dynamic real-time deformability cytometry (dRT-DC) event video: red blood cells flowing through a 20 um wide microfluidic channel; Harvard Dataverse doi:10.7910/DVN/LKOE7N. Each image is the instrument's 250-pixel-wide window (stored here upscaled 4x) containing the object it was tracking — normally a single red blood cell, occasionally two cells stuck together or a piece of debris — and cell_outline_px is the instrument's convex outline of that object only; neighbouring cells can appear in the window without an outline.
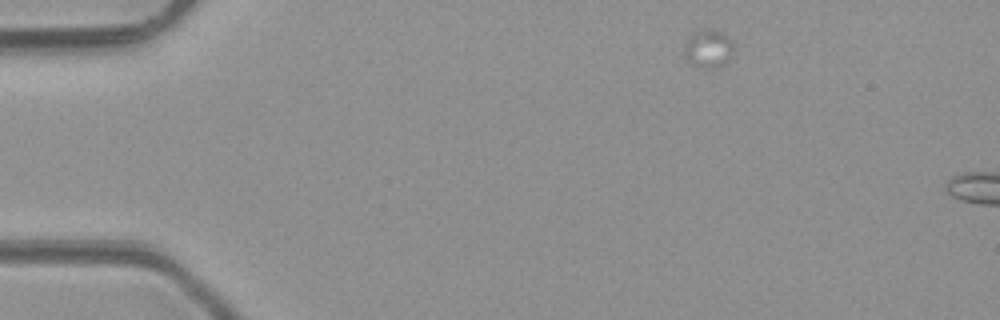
{"species": "common noctule bat (a hibernating species)", "species_latin": "Nyctalus noctula", "temperature_condition": "room temperature", "stored_images_in_passage": 2, "camera_frame_rate_fps": 3000, "um_per_image_px": 0.085, "animal": {"sex": "male", "body_mass_g": 23.1, "forearm_length_mm": 52.7}, "frame": {"image": 1, "passage_image": 1, "time_ms": 0.0, "image_size_px": [1000, 320], "cell_outline_px": [[736, 44], [728, 64], [720, 68], [704, 68], [688, 60], [684, 52], [684, 44], [696, 32], [704, 28], [724, 32]], "centroid_in_image_um": [60.31, 4.14], "position_along_channel_um": 24.7, "area_um2": 11.16}}